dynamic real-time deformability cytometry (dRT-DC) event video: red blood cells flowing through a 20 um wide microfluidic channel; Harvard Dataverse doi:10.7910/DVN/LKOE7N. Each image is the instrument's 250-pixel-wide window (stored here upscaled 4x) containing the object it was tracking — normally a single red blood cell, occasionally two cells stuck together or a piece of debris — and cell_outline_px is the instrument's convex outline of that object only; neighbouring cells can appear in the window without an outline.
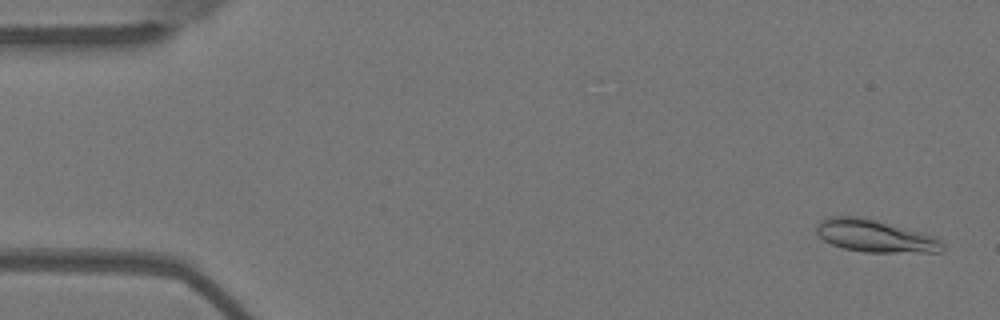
{"species": "Egyptian fruit bat (a non-hibernating species)", "species_latin": "Rousettus aegyptiacus", "temperature_condition": "warm", "stored_images_in_passage": 55, "camera_frame_rate_fps": 3000, "um_per_image_px": 0.085, "animal": {"sex": "female"}, "frame": {"image": 1, "passage_image": 2, "time_ms": 0.333, "image_size_px": [1000, 320], "cell_outline_px": [[944, 248], [940, 252], [864, 252], [844, 248], [832, 244], [824, 240], [816, 232], [816, 228], [820, 220], [828, 216], [860, 216], [876, 220], [920, 232], [932, 236], [940, 240], [944, 244]], "centroid_in_image_um": [74.35, 20.05], "position_along_channel_um": 10.7, "area_um2": 23.58}}
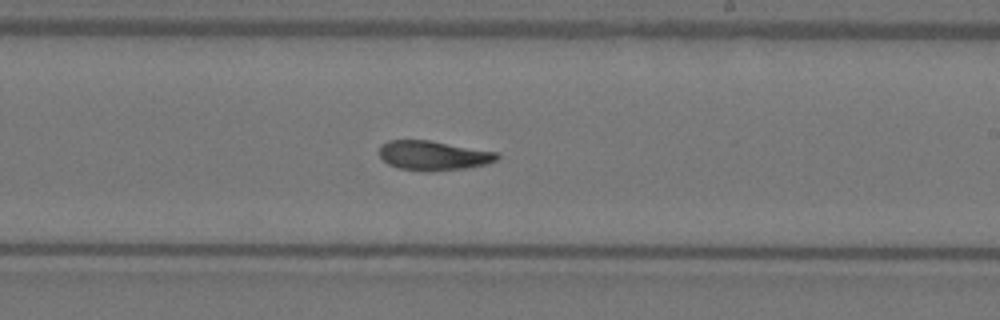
{"frame": {"image": 2, "passage_image": 32, "time_ms": 10.333, "image_size_px": [1000, 320], "cell_outline_px": [[500, 156], [496, 160], [484, 164], [464, 168], [428, 172], [424, 172], [396, 168], [388, 164], [380, 156], [380, 144], [388, 140], [428, 140], [500, 152]], "centroid_in_image_um": [36.82, 13.22], "position_along_channel_um": 252.2, "area_um2": 20.4}}
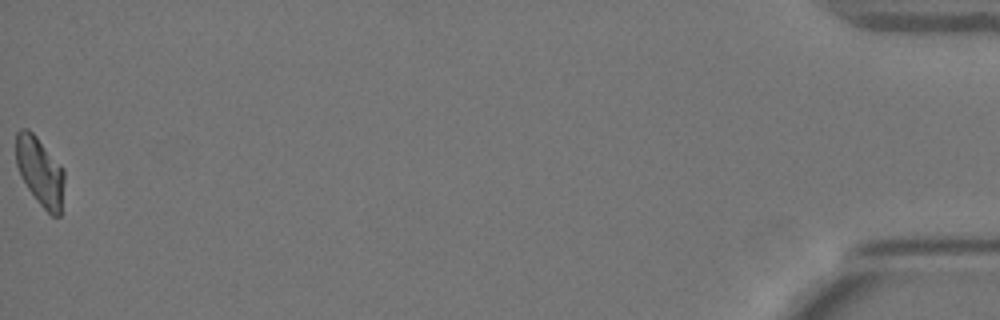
{"frame": {"image": 3, "passage_image": 55, "time_ms": 18.0, "image_size_px": [1000, 320], "cell_outline_px": [[64, 180], [60, 216], [52, 216], [36, 200], [20, 176], [16, 164], [16, 132], [20, 128], [28, 128], [36, 136], [64, 168]], "centroid_in_image_um": [3.39, 14.55], "position_along_channel_um": 431.8, "area_um2": 19.36}, "authors_computed_cell_mechanics": {"area_um2": 20.808, "velocity_mm_per_s": 3.6645, "shape_relaxation_time_tau1_ms": 5.3821, "shape_relaxation_time_tau2_ms": 3.0643, "deformation_change_tau1": 0.1747, "deformation_change_tau2": 0.0945}}